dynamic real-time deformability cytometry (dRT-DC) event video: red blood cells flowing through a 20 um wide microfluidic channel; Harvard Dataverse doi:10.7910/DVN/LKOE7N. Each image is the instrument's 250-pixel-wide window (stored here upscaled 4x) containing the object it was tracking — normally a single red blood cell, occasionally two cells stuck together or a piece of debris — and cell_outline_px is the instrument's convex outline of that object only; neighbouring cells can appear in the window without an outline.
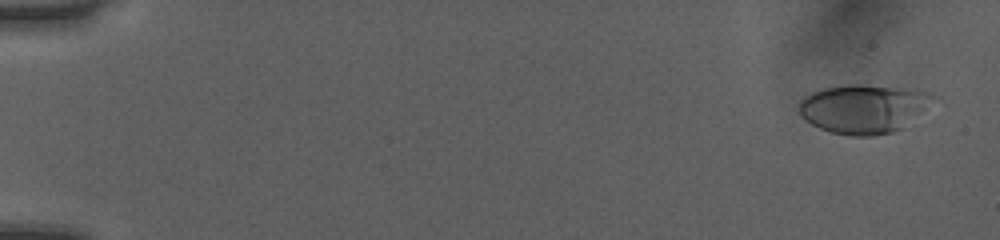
{"species": "human", "species_latin": "Homo sapiens", "temperature_condition": "room temperature", "stored_images_in_passage": 52, "camera_frame_rate_fps": 3000, "um_per_image_px": 0.085, "donor": {"sex": "female"}, "frame": {"image": 1, "passage_image": 3, "time_ms": 0.667, "image_size_px": [1000, 240], "cell_outline_px": [[932, 96], [908, 128], [892, 132], [872, 136], [852, 136], [832, 132], [820, 128], [812, 124], [800, 116], [800, 100], [812, 92], [824, 88], [848, 84], [860, 84], [920, 88], [928, 92]], "centroid_in_image_um": [73.41, 9.23], "position_along_channel_um": 11.6, "area_um2": 38.26}}
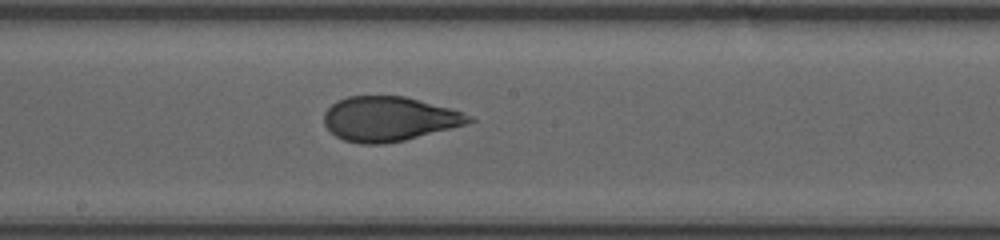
{"frame": {"image": 2, "passage_image": 30, "time_ms": 9.667, "image_size_px": [1000, 240], "cell_outline_px": [[476, 120], [464, 124], [404, 140], [384, 144], [360, 144], [344, 140], [336, 136], [324, 124], [324, 112], [336, 100], [348, 96], [404, 96], [448, 108], [472, 116]], "centroid_in_image_um": [33.01, 10.1], "position_along_channel_um": 215.2, "area_um2": 37.17}}
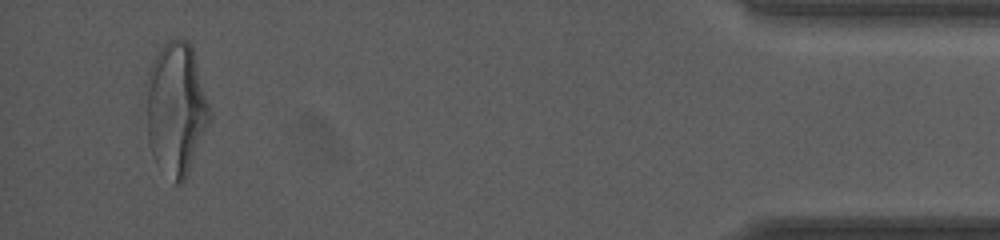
{"frame": {"image": 3, "passage_image": 50, "time_ms": 16.333, "image_size_px": [1000, 240], "cell_outline_px": [[212, 116], [188, 172], [184, 180], [180, 184], [172, 184], [156, 164], [152, 156], [148, 140], [144, 84], [144, 80], [152, 60], [168, 36], [176, 36], [188, 40], [192, 44], [212, 112]], "centroid_in_image_um": [14.93, 9.17], "position_along_channel_um": 420.3, "area_um2": 50.75}, "authors_computed_cell_mechanics": {"area_um2": 38.0902, "velocity_mm_per_s": 4.0585, "shape_relaxation_time_tau1_ms": 3.889, "shape_relaxation_time_tau2_ms": 1.0707, "deformation_change_tau1": 0.1769, "deformation_change_tau2": 0.0767}}